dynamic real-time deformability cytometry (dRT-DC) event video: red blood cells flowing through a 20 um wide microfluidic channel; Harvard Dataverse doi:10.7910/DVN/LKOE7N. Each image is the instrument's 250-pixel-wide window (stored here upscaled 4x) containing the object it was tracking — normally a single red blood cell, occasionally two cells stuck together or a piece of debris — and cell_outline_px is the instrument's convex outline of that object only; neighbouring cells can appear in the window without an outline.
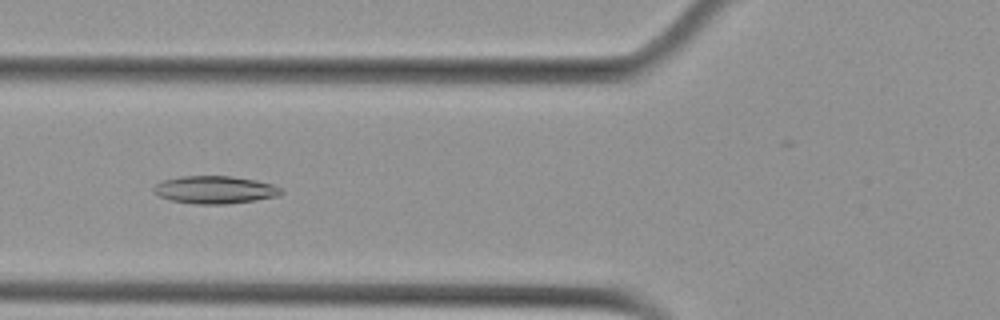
{"species": "Egyptian fruit bat (a non-hibernating species)", "species_latin": "Rousettus aegyptiacus", "temperature_condition": "cold", "stored_images_in_passage": 45, "camera_frame_rate_fps": 3000, "um_per_image_px": 0.085, "animal": {"sex": "female"}, "frame": {"image": 1, "passage_image": 21, "time_ms": 6.667, "image_size_px": [1000, 320], "cell_outline_px": [[284, 192], [280, 196], [256, 200], [228, 204], [192, 204], [172, 200], [160, 196], [152, 192], [152, 188], [156, 184], [164, 180], [180, 176], [232, 176], [256, 180], [272, 184], [280, 188]], "centroid_in_image_um": [18.28, 16.13], "position_along_channel_um": 107.5, "area_um2": 20.69}}
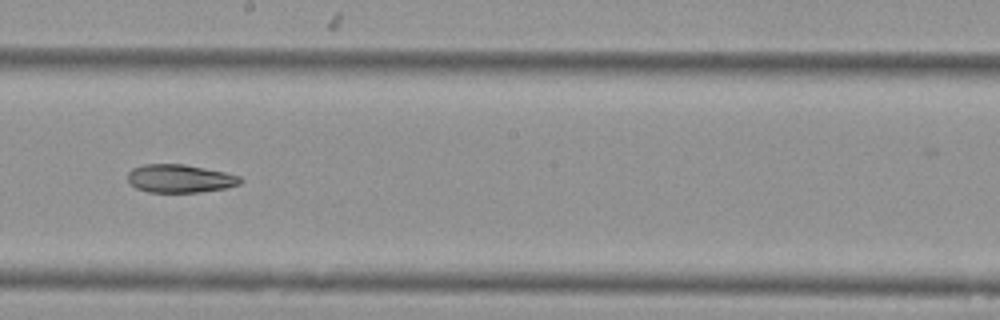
{"frame": {"image": 2, "passage_image": 31, "time_ms": 10.0, "image_size_px": [1000, 320], "cell_outline_px": [[244, 180], [240, 184], [224, 188], [200, 192], [148, 192], [136, 188], [128, 180], [128, 172], [132, 168], [144, 164], [184, 164], [224, 172], [240, 176]], "centroid_in_image_um": [15.29, 15.17], "position_along_channel_um": 232.9, "area_um2": 18.44}}
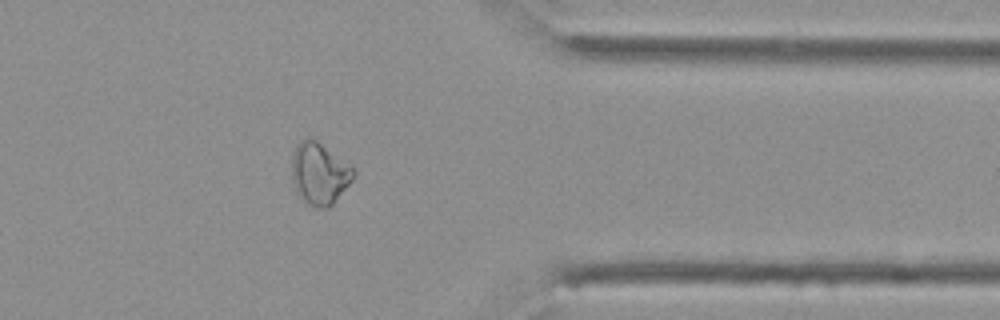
{"frame": {"image": 3, "passage_image": 44, "time_ms": 14.333, "image_size_px": [1000, 320], "cell_outline_px": [[356, 176], [332, 204], [328, 208], [316, 208], [308, 204], [296, 192], [292, 184], [292, 152], [296, 144], [304, 136], [308, 136], [316, 140], [352, 168], [356, 172]], "centroid_in_image_um": [27.1, 14.75], "position_along_channel_um": 384.3, "area_um2": 22.2}}